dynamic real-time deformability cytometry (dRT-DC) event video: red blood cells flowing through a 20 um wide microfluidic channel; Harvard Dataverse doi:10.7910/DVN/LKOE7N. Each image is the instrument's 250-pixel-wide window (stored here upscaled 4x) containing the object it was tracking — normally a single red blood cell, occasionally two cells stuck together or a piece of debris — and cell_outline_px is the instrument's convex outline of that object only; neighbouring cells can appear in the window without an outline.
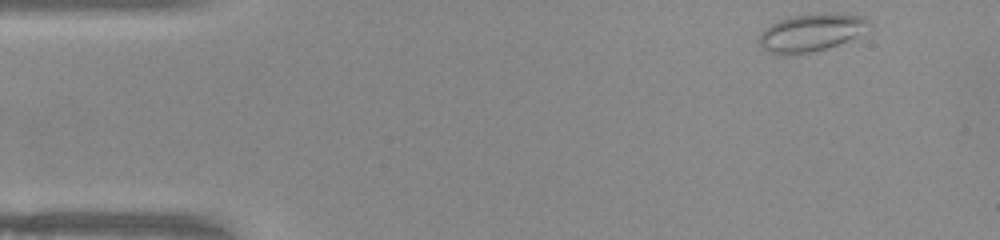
{"species": "common noctule bat (a hibernating species)", "species_latin": "Nyctalus noctula", "temperature_condition": "warm", "stored_images_in_passage": 4, "camera_frame_rate_fps": 3000, "um_per_image_px": 0.085, "animal": {"sex": "female", "body_mass_g": 22.0, "forearm_length_mm": 56.7}, "frame": {"image": 1, "passage_image": 1, "time_ms": 0.0, "image_size_px": [1000, 240], "cell_outline_px": [[868, 20], [848, 40], [812, 52], [784, 56], [776, 56], [768, 52], [760, 44], [760, 36], [764, 28], [780, 20], [792, 16], [820, 12], [832, 12], [864, 16]], "centroid_in_image_um": [68.81, 2.77], "position_along_channel_um": 16.2, "area_um2": 23.47}}